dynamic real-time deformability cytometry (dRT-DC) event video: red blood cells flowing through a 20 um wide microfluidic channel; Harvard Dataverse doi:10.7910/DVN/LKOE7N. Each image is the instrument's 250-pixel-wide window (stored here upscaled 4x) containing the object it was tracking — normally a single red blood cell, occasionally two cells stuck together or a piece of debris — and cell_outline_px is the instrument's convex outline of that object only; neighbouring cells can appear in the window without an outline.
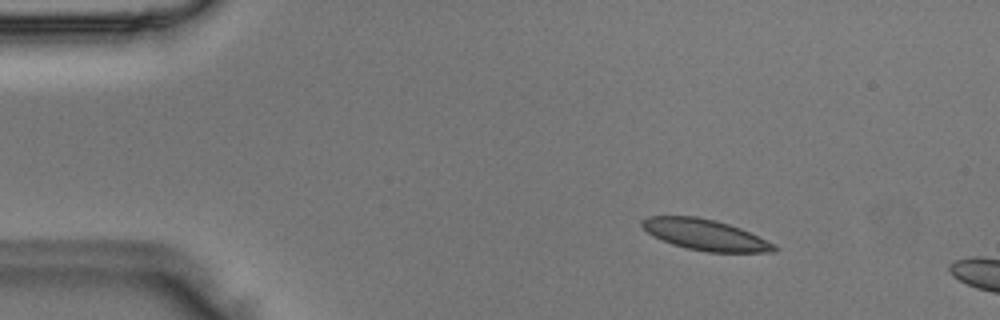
{"species": "Egyptian fruit bat (a non-hibernating species)", "species_latin": "Rousettus aegyptiacus", "temperature_condition": "room temperature", "stored_images_in_passage": 11, "camera_frame_rate_fps": 3000, "um_per_image_px": 0.085, "animal": {"sex": "male"}, "frame": {"image": 1, "passage_image": 7, "time_ms": 2.0, "image_size_px": [1000, 320], "cell_outline_px": [[780, 248], [776, 252], [708, 252], [688, 248], [672, 244], [648, 232], [640, 224], [640, 220], [648, 216], [696, 216], [716, 220], [740, 228], [776, 244]], "centroid_in_image_um": [59.99, 19.95], "position_along_channel_um": 25.0, "area_um2": 23.7}}